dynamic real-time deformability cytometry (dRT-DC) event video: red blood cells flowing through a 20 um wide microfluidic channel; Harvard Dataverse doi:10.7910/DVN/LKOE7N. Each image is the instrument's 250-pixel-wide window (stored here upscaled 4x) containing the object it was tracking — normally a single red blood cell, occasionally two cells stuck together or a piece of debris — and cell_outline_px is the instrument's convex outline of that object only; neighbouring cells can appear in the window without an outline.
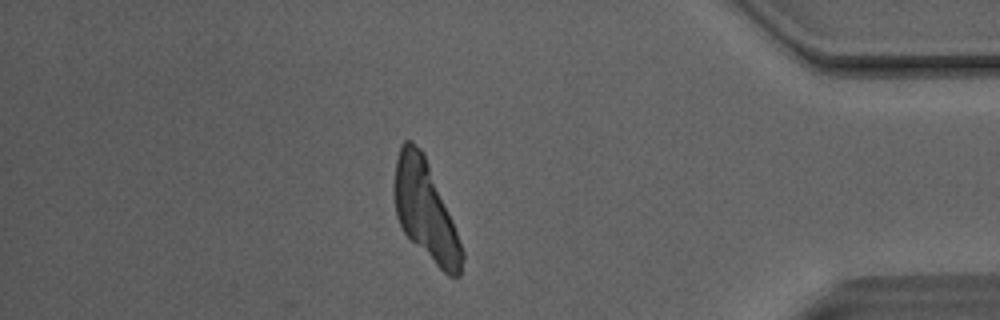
{"species": "Egyptian fruit bat (a non-hibernating species)", "species_latin": "Rousettus aegyptiacus", "temperature_condition": "room temperature", "stored_images_in_passage": 43, "camera_frame_rate_fps": 3000, "um_per_image_px": 0.085, "animal": {"sex": "male"}, "frame": {"image": 1, "passage_image": 43, "time_ms": 14.0, "image_size_px": [1000, 320], "cell_outline_px": [[464, 256], [460, 276], [448, 276], [404, 232], [396, 216], [396, 160], [400, 144], [404, 140], [412, 140], [424, 152], [452, 220], [464, 252]], "centroid_in_image_um": [36.18, 17.87], "position_along_channel_um": 399.0, "area_um2": 37.97}}